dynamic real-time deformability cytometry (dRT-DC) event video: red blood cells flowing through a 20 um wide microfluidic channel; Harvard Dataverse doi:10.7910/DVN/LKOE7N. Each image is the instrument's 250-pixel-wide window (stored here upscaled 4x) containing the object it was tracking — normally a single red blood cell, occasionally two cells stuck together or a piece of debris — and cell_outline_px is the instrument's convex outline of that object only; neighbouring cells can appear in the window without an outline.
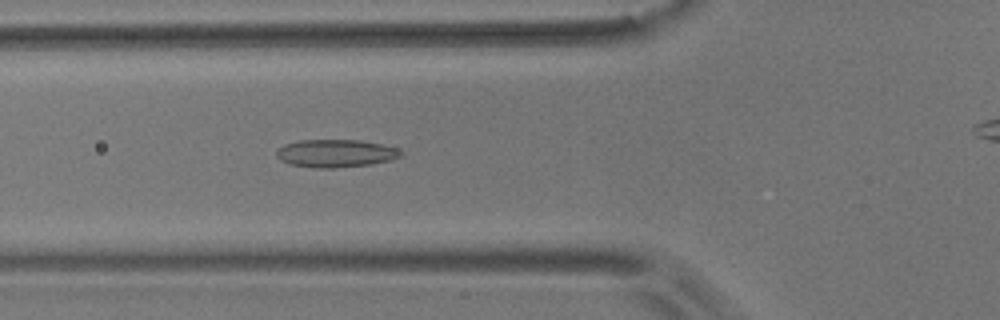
{"species": "common noctule bat (a hibernating species)", "species_latin": "Nyctalus noctula", "temperature_condition": "room temperature", "stored_images_in_passage": 47, "camera_frame_rate_fps": 3000, "um_per_image_px": 0.085, "animal": {"sex": "male", "body_mass_g": 17.9}, "frame": {"image": 1, "passage_image": 18, "time_ms": 5.667, "image_size_px": [1000, 320], "cell_outline_px": [[404, 152], [400, 156], [392, 160], [372, 164], [332, 168], [312, 168], [288, 164], [280, 160], [276, 156], [276, 152], [284, 144], [300, 140], [360, 140], [380, 144], [396, 148]], "centroid_in_image_um": [28.51, 13.04], "position_along_channel_um": 97.3, "area_um2": 20.23}}
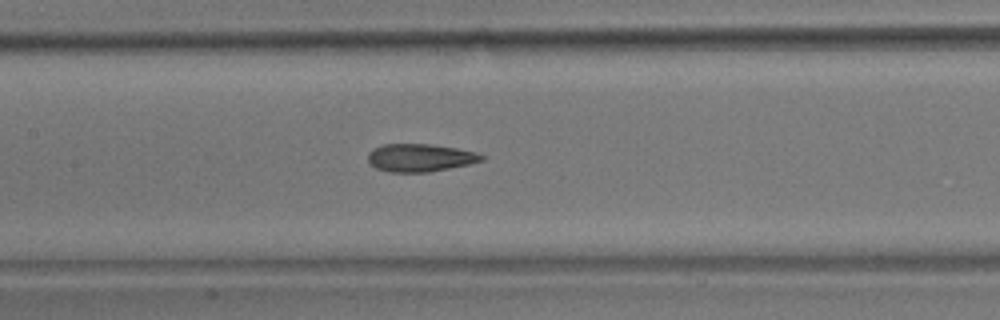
{"frame": {"image": 2, "passage_image": 24, "time_ms": 7.667, "image_size_px": [1000, 320], "cell_outline_px": [[484, 160], [468, 164], [428, 172], [388, 172], [376, 168], [368, 160], [368, 152], [372, 148], [384, 144], [428, 144], [456, 148], [476, 152], [484, 156]], "centroid_in_image_um": [35.68, 13.4], "position_along_channel_um": 171.7, "area_um2": 18.32}}
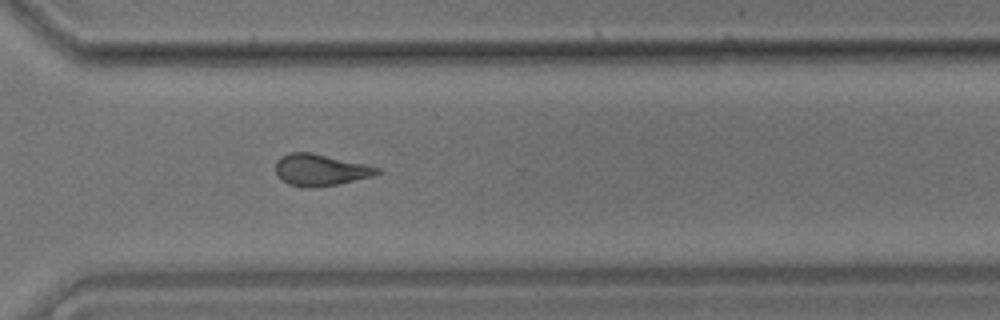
{"frame": {"image": 3, "passage_image": 38, "time_ms": 12.333, "image_size_px": [1000, 320], "cell_outline_px": [[380, 172], [372, 176], [336, 184], [312, 188], [304, 188], [288, 184], [276, 176], [276, 160], [280, 156], [292, 152], [312, 152], [364, 164], [380, 168]], "centroid_in_image_um": [27.17, 14.44], "position_along_channel_um": 343.4, "area_um2": 18.67}, "authors_computed_cell_mechanics": {"area_um2": 19.0162, "velocity_mm_per_s": 3.6871, "shape_relaxation_time_tau1_ms": 10.3522, "shape_relaxation_time_tau2_ms": 2.2053, "deformation_change_tau1": 0.2281, "deformation_change_tau2": 0.1189}}